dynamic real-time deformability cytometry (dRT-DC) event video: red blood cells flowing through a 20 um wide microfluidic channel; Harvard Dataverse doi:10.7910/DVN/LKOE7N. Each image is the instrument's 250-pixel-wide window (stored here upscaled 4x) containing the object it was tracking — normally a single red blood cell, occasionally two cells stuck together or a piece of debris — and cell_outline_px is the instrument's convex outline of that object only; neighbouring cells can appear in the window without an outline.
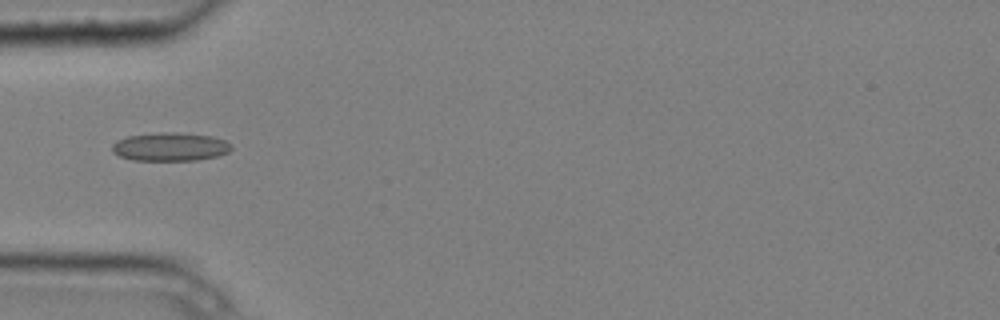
{"species": "common noctule bat (a hibernating species)", "species_latin": "Nyctalus noctula", "temperature_condition": "cold", "stored_images_in_passage": 6, "camera_frame_rate_fps": 3000, "um_per_image_px": 0.085, "animal": {"sex": "male", "body_mass_g": 20.4}, "frame": {"image": 1, "passage_image": 5, "time_ms": 1.333, "image_size_px": [1000, 320], "cell_outline_px": [[232, 148], [228, 152], [216, 156], [196, 160], [132, 160], [120, 156], [112, 152], [112, 144], [116, 140], [128, 136], [160, 132], [176, 132], [212, 136], [224, 140], [232, 144]], "centroid_in_image_um": [14.45, 12.47], "position_along_channel_um": 70.5, "area_um2": 19.77}}
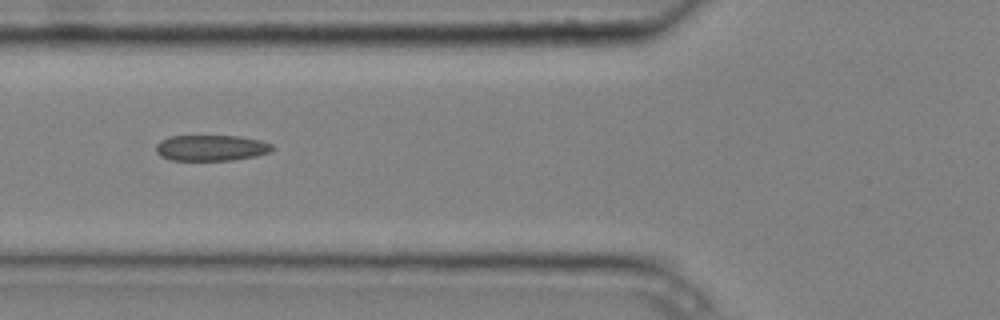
{"frame": {"image": 2, "passage_image": 6, "time_ms": 1.667, "image_size_px": [1000, 320], "cell_outline_px": [[272, 148], [268, 152], [256, 156], [232, 160], [172, 160], [160, 156], [156, 152], [156, 144], [160, 140], [168, 136], [240, 136], [260, 140], [272, 144]], "centroid_in_image_um": [17.91, 12.56], "position_along_channel_um": 107.9, "area_um2": 17.51}}